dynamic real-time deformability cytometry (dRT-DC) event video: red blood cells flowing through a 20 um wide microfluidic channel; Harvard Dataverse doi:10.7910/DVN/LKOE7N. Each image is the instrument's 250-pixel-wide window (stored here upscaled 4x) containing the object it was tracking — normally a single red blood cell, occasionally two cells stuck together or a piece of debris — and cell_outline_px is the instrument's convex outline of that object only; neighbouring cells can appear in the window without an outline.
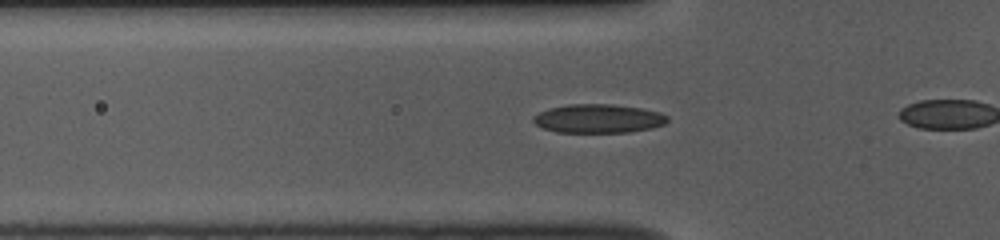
{"species": "common noctule bat (a hibernating species)", "species_latin": "Nyctalus noctula", "temperature_condition": "room temperature", "stored_images_in_passage": 38, "camera_frame_rate_fps": 3000, "um_per_image_px": 0.085, "animal": {"sex": "female", "body_mass_g": 10.0, "forearm_length_mm": 53.1}, "frame": {"image": 1, "passage_image": 14, "time_ms": 4.333, "image_size_px": [1000, 240], "cell_outline_px": [[668, 120], [664, 124], [652, 128], [628, 132], [556, 132], [544, 128], [536, 124], [532, 120], [532, 116], [548, 108], [568, 104], [612, 104], [644, 108], [660, 112], [668, 116]], "centroid_in_image_um": [50.87, 10.07], "position_along_channel_um": 74.9, "area_um2": 22.6}}
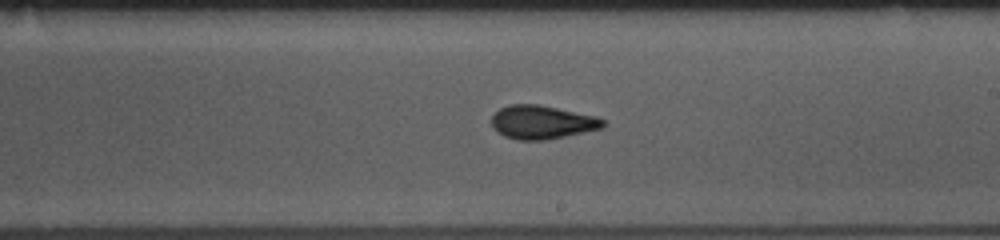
{"frame": {"image": 2, "passage_image": 27, "time_ms": 8.667, "image_size_px": [1000, 240], "cell_outline_px": [[604, 128], [548, 140], [516, 140], [504, 136], [496, 132], [492, 124], [492, 116], [500, 108], [508, 104], [536, 104], [596, 116], [604, 120]], "centroid_in_image_um": [46.06, 10.4], "position_along_channel_um": 242.9, "area_um2": 21.85}}
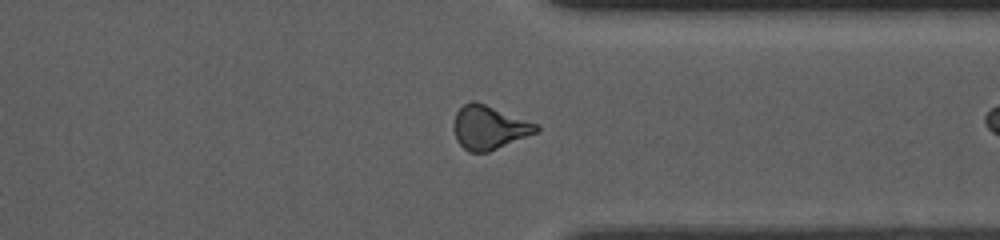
{"frame": {"image": 3, "passage_image": 37, "time_ms": 12.0, "image_size_px": [1000, 240], "cell_outline_px": [[540, 132], [488, 152], [468, 152], [456, 140], [452, 128], [452, 124], [456, 112], [464, 104], [472, 100], [476, 100], [540, 124]], "centroid_in_image_um": [41.6, 10.82], "position_along_channel_um": 369.8, "area_um2": 21.62}}